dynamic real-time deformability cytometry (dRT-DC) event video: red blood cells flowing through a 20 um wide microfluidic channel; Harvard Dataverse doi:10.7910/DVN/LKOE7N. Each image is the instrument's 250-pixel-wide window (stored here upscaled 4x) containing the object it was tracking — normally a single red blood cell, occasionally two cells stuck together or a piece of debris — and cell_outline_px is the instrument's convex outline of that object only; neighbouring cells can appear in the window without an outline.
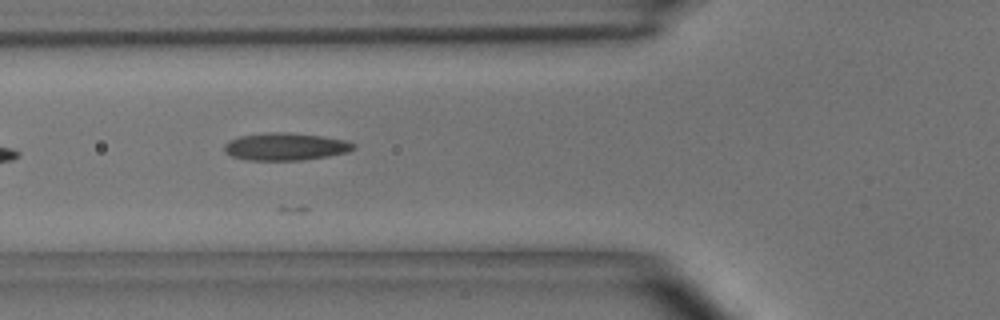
{"species": "common noctule bat (a hibernating species)", "species_latin": "Nyctalus noctula", "temperature_condition": "room temperature", "stored_images_in_passage": 4, "camera_frame_rate_fps": 3000, "um_per_image_px": 0.085, "animal": {"sex": "male", "body_mass_g": 15.6}, "frame": {"image": 1, "passage_image": 3, "time_ms": 2.667, "image_size_px": [1000, 320], "cell_outline_px": [[356, 148], [348, 152], [328, 156], [300, 160], [248, 160], [232, 156], [224, 152], [224, 144], [228, 140], [240, 136], [268, 132], [288, 132], [320, 136], [348, 140], [356, 144]], "centroid_in_image_um": [24.27, 12.46], "position_along_channel_um": 101.5, "area_um2": 20.81}}